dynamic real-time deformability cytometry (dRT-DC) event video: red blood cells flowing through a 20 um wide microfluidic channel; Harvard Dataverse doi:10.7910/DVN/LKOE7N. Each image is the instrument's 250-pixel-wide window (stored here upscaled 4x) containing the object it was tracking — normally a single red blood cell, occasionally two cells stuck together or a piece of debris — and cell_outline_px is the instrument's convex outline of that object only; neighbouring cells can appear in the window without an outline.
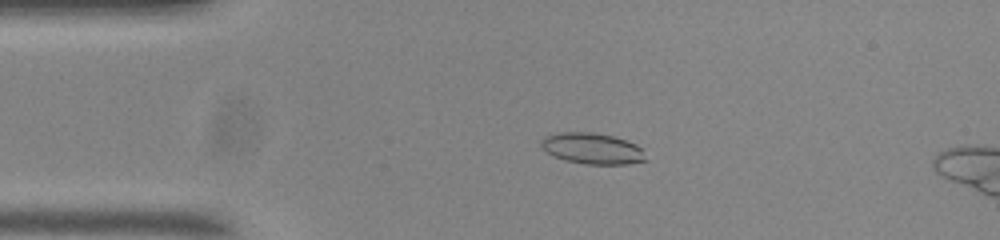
{"species": "common noctule bat (a hibernating species)", "species_latin": "Nyctalus noctula", "temperature_condition": "room temperature", "stored_images_in_passage": 53, "camera_frame_rate_fps": 3000, "um_per_image_px": 0.085, "animal": {"sex": "male", "body_mass_g": 20.0, "forearm_length_mm": 53.3}, "frame": {"image": 1, "passage_image": 10, "time_ms": 3.0, "image_size_px": [1000, 240], "cell_outline_px": [[648, 160], [628, 164], [584, 164], [564, 160], [552, 156], [540, 144], [540, 140], [544, 136], [560, 132], [592, 132], [612, 136], [636, 144], [644, 148]], "centroid_in_image_um": [50.37, 12.63], "position_along_channel_um": 34.6, "area_um2": 19.13}}
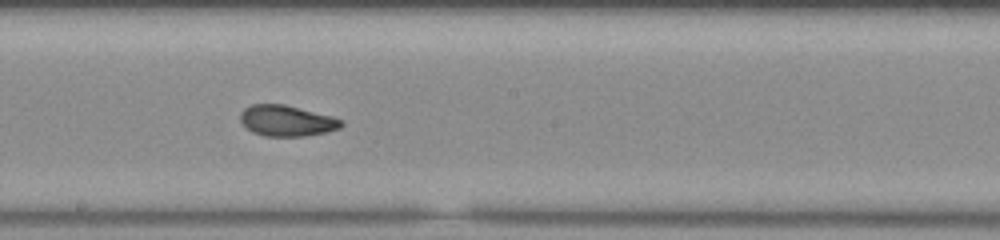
{"frame": {"image": 2, "passage_image": 28, "time_ms": 9.0, "image_size_px": [1000, 240], "cell_outline_px": [[344, 124], [340, 128], [324, 132], [304, 136], [264, 136], [252, 132], [240, 120], [240, 112], [244, 108], [252, 104], [284, 104], [332, 116], [344, 120]], "centroid_in_image_um": [24.37, 10.26], "position_along_channel_um": 223.8, "area_um2": 18.15}}
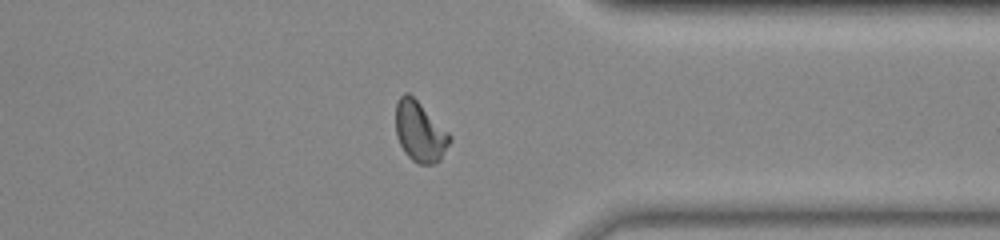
{"frame": {"image": 3, "passage_image": 41, "time_ms": 13.333, "image_size_px": [1000, 240], "cell_outline_px": [[452, 140], [440, 160], [432, 164], [420, 164], [412, 160], [404, 152], [396, 136], [396, 104], [400, 96], [404, 92], [408, 92], [452, 136]], "centroid_in_image_um": [35.68, 11.21], "position_along_channel_um": 375.7, "area_um2": 18.79}}